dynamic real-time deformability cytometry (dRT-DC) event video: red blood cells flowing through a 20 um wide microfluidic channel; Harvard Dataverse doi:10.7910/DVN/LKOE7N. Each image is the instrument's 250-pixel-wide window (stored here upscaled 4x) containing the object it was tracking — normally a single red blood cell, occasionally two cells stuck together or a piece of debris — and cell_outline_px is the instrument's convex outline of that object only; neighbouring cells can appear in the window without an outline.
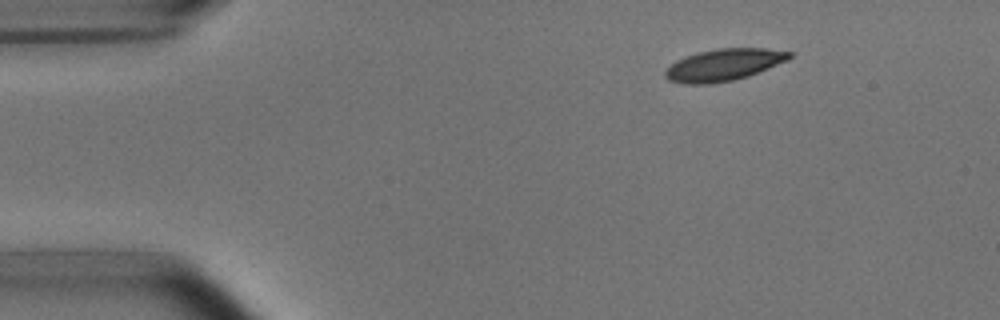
{"species": "common noctule bat (a hibernating species)", "species_latin": "Nyctalus noctula", "temperature_condition": "room temperature", "stored_images_in_passage": 46, "camera_frame_rate_fps": 3000, "um_per_image_px": 0.085, "animal": {"sex": "male", "body_mass_g": 15.6}, "frame": {"image": 1, "passage_image": 1, "time_ms": 0.0, "image_size_px": [1000, 320], "cell_outline_px": [[792, 56], [788, 60], [748, 76], [732, 80], [708, 84], [684, 84], [668, 80], [664, 76], [664, 72], [676, 60], [696, 52], [716, 48], [764, 48], [792, 52]], "centroid_in_image_um": [61.5, 5.5], "position_along_channel_um": 23.5, "area_um2": 23.06}}
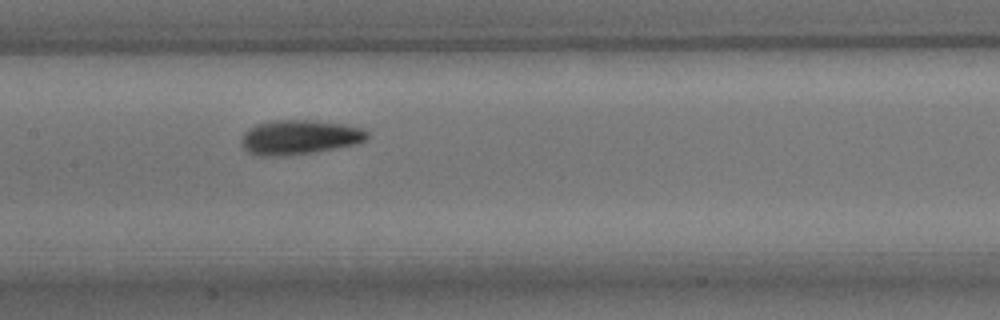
{"frame": {"image": 2, "passage_image": 19, "time_ms": 6.0, "image_size_px": [1000, 320], "cell_outline_px": [[368, 136], [364, 140], [356, 144], [312, 152], [284, 156], [260, 156], [248, 152], [240, 144], [240, 140], [244, 132], [248, 128], [256, 124], [272, 120], [308, 120], [344, 124], [364, 128], [368, 132]], "centroid_in_image_um": [25.41, 11.66], "position_along_channel_um": 182.0, "area_um2": 25.37}}
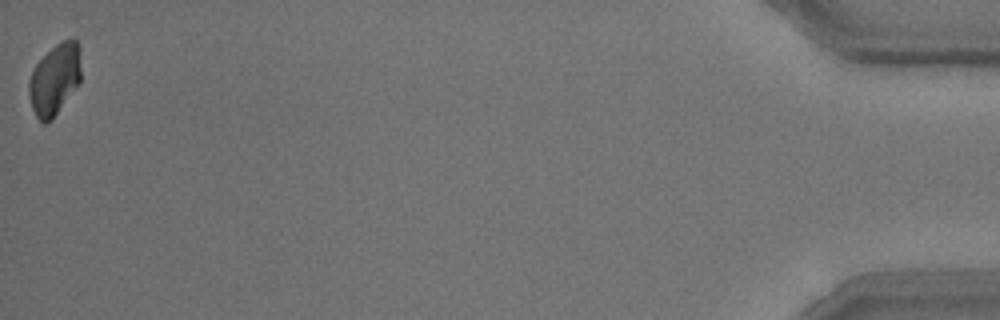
{"frame": {"image": 3, "passage_image": 46, "time_ms": 15.0, "image_size_px": [1000, 320], "cell_outline_px": [[80, 84], [52, 120], [44, 124], [36, 116], [32, 108], [28, 92], [28, 84], [32, 72], [36, 64], [56, 44], [64, 40], [76, 40], [80, 68]], "centroid_in_image_um": [4.63, 6.81], "position_along_channel_um": 430.6, "area_um2": 21.27}, "authors_computed_cell_mechanics": {"area_um2": 23.6113, "velocity_mm_per_s": 3.8035, "shape_relaxation_time_tau1_ms": 2.8241, "shape_relaxation_time_tau2_ms": 3.4462, "deformation_change_tau1": 0.1181, "deformation_change_tau2": 0.0687}}